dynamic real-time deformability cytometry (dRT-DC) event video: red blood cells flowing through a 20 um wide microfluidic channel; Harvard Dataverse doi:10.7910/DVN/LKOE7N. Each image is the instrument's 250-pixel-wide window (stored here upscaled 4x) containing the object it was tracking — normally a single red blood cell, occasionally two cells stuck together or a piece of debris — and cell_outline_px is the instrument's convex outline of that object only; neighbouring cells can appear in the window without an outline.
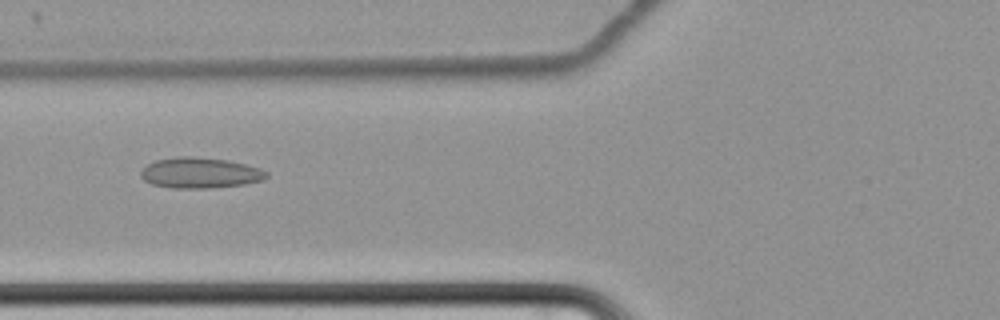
{"species": "common noctule bat (a hibernating species)", "species_latin": "Nyctalus noctula", "temperature_condition": "cold", "stored_images_in_passage": 63, "camera_frame_rate_fps": 3000, "um_per_image_px": 0.085, "animal": {"sex": "female", "body_mass_g": 22.7, "forearm_length_mm": 54.2}, "frame": {"image": 1, "passage_image": 27, "time_ms": 8.667, "image_size_px": [1000, 320], "cell_outline_px": [[268, 176], [264, 180], [244, 184], [212, 188], [172, 188], [152, 184], [144, 180], [140, 176], [140, 172], [148, 164], [156, 160], [176, 156], [192, 156], [228, 160], [260, 168], [268, 172]], "centroid_in_image_um": [17.01, 14.69], "position_along_channel_um": 108.8, "area_um2": 22.54}}
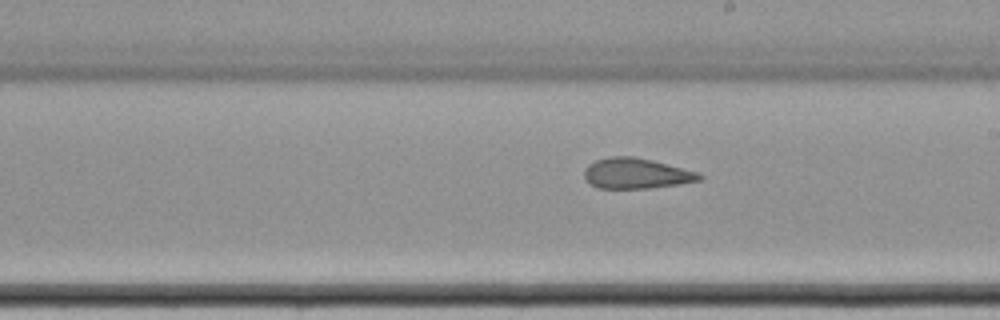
{"frame": {"image": 2, "passage_image": 38, "time_ms": 12.333, "image_size_px": [1000, 320], "cell_outline_px": [[704, 176], [700, 180], [676, 184], [648, 188], [600, 188], [592, 184], [584, 176], [584, 168], [588, 164], [596, 160], [612, 156], [632, 156], [652, 160], [700, 172]], "centroid_in_image_um": [54.09, 14.73], "position_along_channel_um": 234.9, "area_um2": 20.29}}
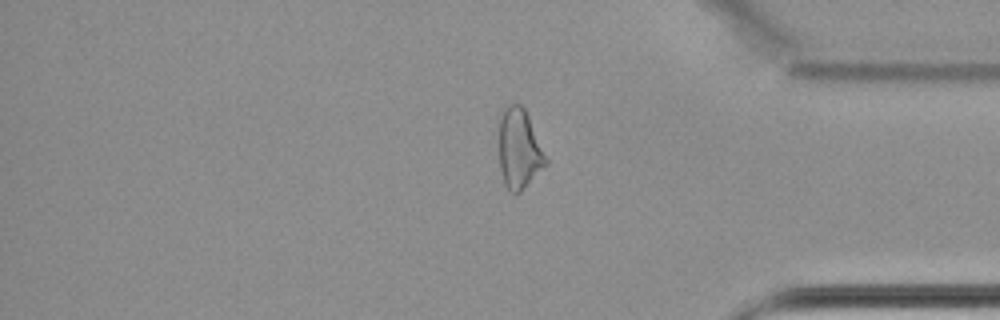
{"frame": {"image": 3, "passage_image": 53, "time_ms": 17.333, "image_size_px": [1000, 320], "cell_outline_px": [[548, 164], [520, 192], [508, 192], [504, 184], [500, 168], [500, 108], [508, 104], [520, 104], [524, 108], [528, 116], [548, 160]], "centroid_in_image_um": [44.12, 12.65], "position_along_channel_um": 391.1, "area_um2": 21.79}, "authors_computed_cell_mechanics": {"area_um2": 23.1778, "velocity_mm_per_s": 3.4399, "shape_relaxation_time_tau1_ms": null, "shape_relaxation_time_tau2_ms": 4.1849, "deformation_change_tau1": null, "deformation_change_tau2": 0.1207}}